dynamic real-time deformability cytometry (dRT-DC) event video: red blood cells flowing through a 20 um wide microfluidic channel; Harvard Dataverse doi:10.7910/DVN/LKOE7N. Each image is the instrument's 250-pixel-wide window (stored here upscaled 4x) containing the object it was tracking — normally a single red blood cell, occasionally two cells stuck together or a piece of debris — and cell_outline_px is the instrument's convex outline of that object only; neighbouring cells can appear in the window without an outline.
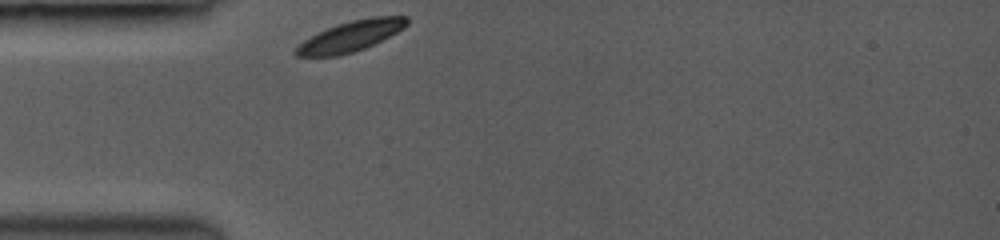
{"species": "common noctule bat (a hibernating species)", "species_latin": "Nyctalus noctula", "temperature_condition": "room temperature", "stored_images_in_passage": 13, "camera_frame_rate_fps": 3500, "um_per_image_px": 0.085, "animal": {"sex": "female", "body_mass_g": 19.0, "forearm_length_mm": 53.3}, "frame": {"image": 1, "passage_image": 1, "time_ms": 0.0, "image_size_px": [1000, 240], "cell_outline_px": [[408, 24], [404, 28], [364, 48], [352, 52], [336, 56], [296, 56], [292, 52], [304, 40], [336, 24], [352, 20], [372, 16], [408, 16]], "centroid_in_image_um": [29.81, 3.06], "position_along_channel_um": 55.2, "area_um2": 19.36}}
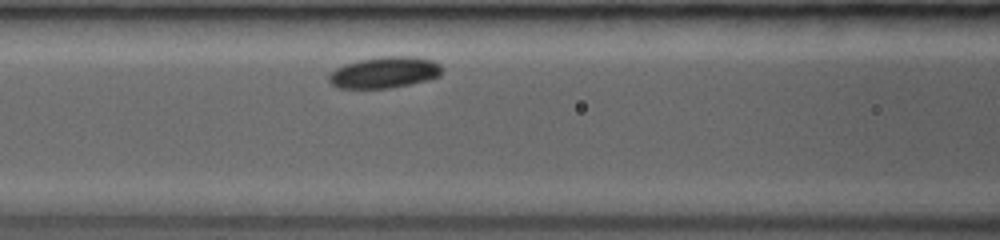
{"frame": {"image": 2, "passage_image": 8, "time_ms": 2.0, "image_size_px": [1000, 240], "cell_outline_px": [[444, 72], [440, 76], [428, 80], [388, 88], [340, 88], [332, 84], [328, 80], [328, 72], [344, 64], [360, 60], [380, 56], [416, 56], [432, 60], [440, 64]], "centroid_in_image_um": [32.7, 6.14], "position_along_channel_um": 133.9, "area_um2": 20.81}}
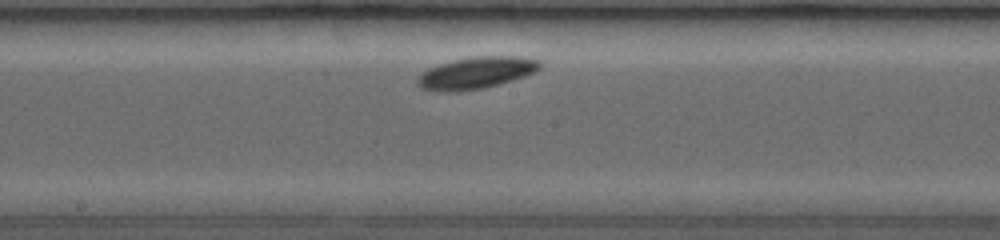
{"frame": {"image": 3, "passage_image": 13, "time_ms": 3.429, "image_size_px": [1000, 240], "cell_outline_px": [[544, 64], [536, 72], [512, 80], [484, 88], [424, 88], [416, 80], [420, 72], [428, 68], [452, 60], [476, 56], [520, 56], [540, 60]], "centroid_in_image_um": [40.61, 6.11], "position_along_channel_um": 207.6, "area_um2": 21.73}}